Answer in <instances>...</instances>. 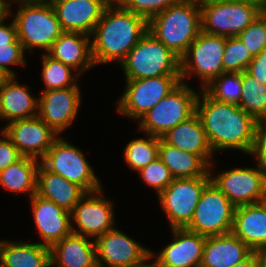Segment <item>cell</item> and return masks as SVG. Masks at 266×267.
Instances as JSON below:
<instances>
[{
	"label": "cell",
	"mask_w": 266,
	"mask_h": 267,
	"mask_svg": "<svg viewBox=\"0 0 266 267\" xmlns=\"http://www.w3.org/2000/svg\"><path fill=\"white\" fill-rule=\"evenodd\" d=\"M196 114L215 154L234 149L252 155L259 123L238 105L218 102L199 89Z\"/></svg>",
	"instance_id": "obj_1"
},
{
	"label": "cell",
	"mask_w": 266,
	"mask_h": 267,
	"mask_svg": "<svg viewBox=\"0 0 266 267\" xmlns=\"http://www.w3.org/2000/svg\"><path fill=\"white\" fill-rule=\"evenodd\" d=\"M148 32V21L123 6L106 7L91 35L95 66L125 59Z\"/></svg>",
	"instance_id": "obj_2"
},
{
	"label": "cell",
	"mask_w": 266,
	"mask_h": 267,
	"mask_svg": "<svg viewBox=\"0 0 266 267\" xmlns=\"http://www.w3.org/2000/svg\"><path fill=\"white\" fill-rule=\"evenodd\" d=\"M14 3H18L16 13L11 8ZM7 12L10 16L15 14L17 38L25 52L39 48L46 54L63 32L49 0H13L8 2Z\"/></svg>",
	"instance_id": "obj_3"
},
{
	"label": "cell",
	"mask_w": 266,
	"mask_h": 267,
	"mask_svg": "<svg viewBox=\"0 0 266 267\" xmlns=\"http://www.w3.org/2000/svg\"><path fill=\"white\" fill-rule=\"evenodd\" d=\"M148 31L181 58L201 30L199 0H180L148 21Z\"/></svg>",
	"instance_id": "obj_4"
},
{
	"label": "cell",
	"mask_w": 266,
	"mask_h": 267,
	"mask_svg": "<svg viewBox=\"0 0 266 267\" xmlns=\"http://www.w3.org/2000/svg\"><path fill=\"white\" fill-rule=\"evenodd\" d=\"M119 65L125 79L180 75V58L149 31Z\"/></svg>",
	"instance_id": "obj_5"
},
{
	"label": "cell",
	"mask_w": 266,
	"mask_h": 267,
	"mask_svg": "<svg viewBox=\"0 0 266 267\" xmlns=\"http://www.w3.org/2000/svg\"><path fill=\"white\" fill-rule=\"evenodd\" d=\"M198 95L199 91L181 81L137 121L139 131L161 137L196 113Z\"/></svg>",
	"instance_id": "obj_6"
},
{
	"label": "cell",
	"mask_w": 266,
	"mask_h": 267,
	"mask_svg": "<svg viewBox=\"0 0 266 267\" xmlns=\"http://www.w3.org/2000/svg\"><path fill=\"white\" fill-rule=\"evenodd\" d=\"M40 162L47 170L77 184L86 193L103 188L84 152L61 135L53 142Z\"/></svg>",
	"instance_id": "obj_7"
},
{
	"label": "cell",
	"mask_w": 266,
	"mask_h": 267,
	"mask_svg": "<svg viewBox=\"0 0 266 267\" xmlns=\"http://www.w3.org/2000/svg\"><path fill=\"white\" fill-rule=\"evenodd\" d=\"M201 30L207 34L233 37L245 30L262 12L248 3L233 0H199Z\"/></svg>",
	"instance_id": "obj_8"
},
{
	"label": "cell",
	"mask_w": 266,
	"mask_h": 267,
	"mask_svg": "<svg viewBox=\"0 0 266 267\" xmlns=\"http://www.w3.org/2000/svg\"><path fill=\"white\" fill-rule=\"evenodd\" d=\"M226 38L201 31L180 58L181 81L185 82L186 79L197 76L202 89L224 73L222 61Z\"/></svg>",
	"instance_id": "obj_9"
},
{
	"label": "cell",
	"mask_w": 266,
	"mask_h": 267,
	"mask_svg": "<svg viewBox=\"0 0 266 267\" xmlns=\"http://www.w3.org/2000/svg\"><path fill=\"white\" fill-rule=\"evenodd\" d=\"M181 82V75L126 79L117 101L118 114L136 122Z\"/></svg>",
	"instance_id": "obj_10"
},
{
	"label": "cell",
	"mask_w": 266,
	"mask_h": 267,
	"mask_svg": "<svg viewBox=\"0 0 266 267\" xmlns=\"http://www.w3.org/2000/svg\"><path fill=\"white\" fill-rule=\"evenodd\" d=\"M235 206L210 181L203 189L187 230L203 236L232 232Z\"/></svg>",
	"instance_id": "obj_11"
},
{
	"label": "cell",
	"mask_w": 266,
	"mask_h": 267,
	"mask_svg": "<svg viewBox=\"0 0 266 267\" xmlns=\"http://www.w3.org/2000/svg\"><path fill=\"white\" fill-rule=\"evenodd\" d=\"M210 181L209 172L205 176L174 179L158 195L171 229L186 228L190 224L201 193Z\"/></svg>",
	"instance_id": "obj_12"
},
{
	"label": "cell",
	"mask_w": 266,
	"mask_h": 267,
	"mask_svg": "<svg viewBox=\"0 0 266 267\" xmlns=\"http://www.w3.org/2000/svg\"><path fill=\"white\" fill-rule=\"evenodd\" d=\"M209 167L211 181L235 206L260 203L266 200V175L258 164L253 167L231 168L214 175Z\"/></svg>",
	"instance_id": "obj_13"
},
{
	"label": "cell",
	"mask_w": 266,
	"mask_h": 267,
	"mask_svg": "<svg viewBox=\"0 0 266 267\" xmlns=\"http://www.w3.org/2000/svg\"><path fill=\"white\" fill-rule=\"evenodd\" d=\"M102 194L103 188L86 193L70 211L73 233L95 240L115 227L114 201Z\"/></svg>",
	"instance_id": "obj_14"
},
{
	"label": "cell",
	"mask_w": 266,
	"mask_h": 267,
	"mask_svg": "<svg viewBox=\"0 0 266 267\" xmlns=\"http://www.w3.org/2000/svg\"><path fill=\"white\" fill-rule=\"evenodd\" d=\"M1 129L23 157L39 161L60 136L39 116L11 121Z\"/></svg>",
	"instance_id": "obj_15"
},
{
	"label": "cell",
	"mask_w": 266,
	"mask_h": 267,
	"mask_svg": "<svg viewBox=\"0 0 266 267\" xmlns=\"http://www.w3.org/2000/svg\"><path fill=\"white\" fill-rule=\"evenodd\" d=\"M95 246L98 267H136L151 253L116 227L98 236Z\"/></svg>",
	"instance_id": "obj_16"
},
{
	"label": "cell",
	"mask_w": 266,
	"mask_h": 267,
	"mask_svg": "<svg viewBox=\"0 0 266 267\" xmlns=\"http://www.w3.org/2000/svg\"><path fill=\"white\" fill-rule=\"evenodd\" d=\"M79 86L41 91L38 116L59 135L69 128L79 113L82 97Z\"/></svg>",
	"instance_id": "obj_17"
},
{
	"label": "cell",
	"mask_w": 266,
	"mask_h": 267,
	"mask_svg": "<svg viewBox=\"0 0 266 267\" xmlns=\"http://www.w3.org/2000/svg\"><path fill=\"white\" fill-rule=\"evenodd\" d=\"M171 236V243L151 255L164 267H200L206 236L186 228H172Z\"/></svg>",
	"instance_id": "obj_18"
},
{
	"label": "cell",
	"mask_w": 266,
	"mask_h": 267,
	"mask_svg": "<svg viewBox=\"0 0 266 267\" xmlns=\"http://www.w3.org/2000/svg\"><path fill=\"white\" fill-rule=\"evenodd\" d=\"M32 217L41 245L51 248L55 243L72 233L71 213L53 201L35 194L31 199Z\"/></svg>",
	"instance_id": "obj_19"
},
{
	"label": "cell",
	"mask_w": 266,
	"mask_h": 267,
	"mask_svg": "<svg viewBox=\"0 0 266 267\" xmlns=\"http://www.w3.org/2000/svg\"><path fill=\"white\" fill-rule=\"evenodd\" d=\"M62 31L92 35L106 6L100 0H49Z\"/></svg>",
	"instance_id": "obj_20"
},
{
	"label": "cell",
	"mask_w": 266,
	"mask_h": 267,
	"mask_svg": "<svg viewBox=\"0 0 266 267\" xmlns=\"http://www.w3.org/2000/svg\"><path fill=\"white\" fill-rule=\"evenodd\" d=\"M232 233L253 252L266 253V200L235 207Z\"/></svg>",
	"instance_id": "obj_21"
},
{
	"label": "cell",
	"mask_w": 266,
	"mask_h": 267,
	"mask_svg": "<svg viewBox=\"0 0 266 267\" xmlns=\"http://www.w3.org/2000/svg\"><path fill=\"white\" fill-rule=\"evenodd\" d=\"M46 54L72 67L80 75L95 67L91 36L85 33L63 31Z\"/></svg>",
	"instance_id": "obj_22"
},
{
	"label": "cell",
	"mask_w": 266,
	"mask_h": 267,
	"mask_svg": "<svg viewBox=\"0 0 266 267\" xmlns=\"http://www.w3.org/2000/svg\"><path fill=\"white\" fill-rule=\"evenodd\" d=\"M71 233L50 248L51 267H98L95 240Z\"/></svg>",
	"instance_id": "obj_23"
},
{
	"label": "cell",
	"mask_w": 266,
	"mask_h": 267,
	"mask_svg": "<svg viewBox=\"0 0 266 267\" xmlns=\"http://www.w3.org/2000/svg\"><path fill=\"white\" fill-rule=\"evenodd\" d=\"M10 76L0 86V119L8 123L38 116V97L30 93L27 85Z\"/></svg>",
	"instance_id": "obj_24"
},
{
	"label": "cell",
	"mask_w": 266,
	"mask_h": 267,
	"mask_svg": "<svg viewBox=\"0 0 266 267\" xmlns=\"http://www.w3.org/2000/svg\"><path fill=\"white\" fill-rule=\"evenodd\" d=\"M165 143L182 151L200 155L209 165L215 154L212 150L201 120L195 113L189 119L176 125L160 137Z\"/></svg>",
	"instance_id": "obj_25"
},
{
	"label": "cell",
	"mask_w": 266,
	"mask_h": 267,
	"mask_svg": "<svg viewBox=\"0 0 266 267\" xmlns=\"http://www.w3.org/2000/svg\"><path fill=\"white\" fill-rule=\"evenodd\" d=\"M253 251L232 232L208 236L200 267H234Z\"/></svg>",
	"instance_id": "obj_26"
},
{
	"label": "cell",
	"mask_w": 266,
	"mask_h": 267,
	"mask_svg": "<svg viewBox=\"0 0 266 267\" xmlns=\"http://www.w3.org/2000/svg\"><path fill=\"white\" fill-rule=\"evenodd\" d=\"M36 194L71 211L86 192L61 175L50 172L40 163L37 171Z\"/></svg>",
	"instance_id": "obj_27"
},
{
	"label": "cell",
	"mask_w": 266,
	"mask_h": 267,
	"mask_svg": "<svg viewBox=\"0 0 266 267\" xmlns=\"http://www.w3.org/2000/svg\"><path fill=\"white\" fill-rule=\"evenodd\" d=\"M1 267H51L50 248L39 242L0 240Z\"/></svg>",
	"instance_id": "obj_28"
},
{
	"label": "cell",
	"mask_w": 266,
	"mask_h": 267,
	"mask_svg": "<svg viewBox=\"0 0 266 267\" xmlns=\"http://www.w3.org/2000/svg\"><path fill=\"white\" fill-rule=\"evenodd\" d=\"M159 159L167 166L174 179L205 176L210 165L198 154L182 151L160 138Z\"/></svg>",
	"instance_id": "obj_29"
},
{
	"label": "cell",
	"mask_w": 266,
	"mask_h": 267,
	"mask_svg": "<svg viewBox=\"0 0 266 267\" xmlns=\"http://www.w3.org/2000/svg\"><path fill=\"white\" fill-rule=\"evenodd\" d=\"M40 161L22 157L0 171V186L10 193H27L31 199L37 192V171Z\"/></svg>",
	"instance_id": "obj_30"
},
{
	"label": "cell",
	"mask_w": 266,
	"mask_h": 267,
	"mask_svg": "<svg viewBox=\"0 0 266 267\" xmlns=\"http://www.w3.org/2000/svg\"><path fill=\"white\" fill-rule=\"evenodd\" d=\"M258 123L266 122V85L242 72L241 99L238 105Z\"/></svg>",
	"instance_id": "obj_31"
},
{
	"label": "cell",
	"mask_w": 266,
	"mask_h": 267,
	"mask_svg": "<svg viewBox=\"0 0 266 267\" xmlns=\"http://www.w3.org/2000/svg\"><path fill=\"white\" fill-rule=\"evenodd\" d=\"M41 58V75L45 85L43 91L79 86L77 83L79 80L77 79L81 75L72 67L52 59L45 53H43Z\"/></svg>",
	"instance_id": "obj_32"
},
{
	"label": "cell",
	"mask_w": 266,
	"mask_h": 267,
	"mask_svg": "<svg viewBox=\"0 0 266 267\" xmlns=\"http://www.w3.org/2000/svg\"><path fill=\"white\" fill-rule=\"evenodd\" d=\"M147 136L132 139L124 148V160L131 170L139 171L159 158L160 137Z\"/></svg>",
	"instance_id": "obj_33"
},
{
	"label": "cell",
	"mask_w": 266,
	"mask_h": 267,
	"mask_svg": "<svg viewBox=\"0 0 266 267\" xmlns=\"http://www.w3.org/2000/svg\"><path fill=\"white\" fill-rule=\"evenodd\" d=\"M242 89V73L224 72L211 80L202 90L212 99L239 105Z\"/></svg>",
	"instance_id": "obj_34"
},
{
	"label": "cell",
	"mask_w": 266,
	"mask_h": 267,
	"mask_svg": "<svg viewBox=\"0 0 266 267\" xmlns=\"http://www.w3.org/2000/svg\"><path fill=\"white\" fill-rule=\"evenodd\" d=\"M252 59V54L237 36L226 38L222 61L224 72H245Z\"/></svg>",
	"instance_id": "obj_35"
},
{
	"label": "cell",
	"mask_w": 266,
	"mask_h": 267,
	"mask_svg": "<svg viewBox=\"0 0 266 267\" xmlns=\"http://www.w3.org/2000/svg\"><path fill=\"white\" fill-rule=\"evenodd\" d=\"M237 37L253 57L261 53L266 48V11L261 12Z\"/></svg>",
	"instance_id": "obj_36"
},
{
	"label": "cell",
	"mask_w": 266,
	"mask_h": 267,
	"mask_svg": "<svg viewBox=\"0 0 266 267\" xmlns=\"http://www.w3.org/2000/svg\"><path fill=\"white\" fill-rule=\"evenodd\" d=\"M143 183L154 188L157 196L174 180L167 166L158 158L138 171Z\"/></svg>",
	"instance_id": "obj_37"
},
{
	"label": "cell",
	"mask_w": 266,
	"mask_h": 267,
	"mask_svg": "<svg viewBox=\"0 0 266 267\" xmlns=\"http://www.w3.org/2000/svg\"><path fill=\"white\" fill-rule=\"evenodd\" d=\"M180 0H125L122 5L126 10L132 11L147 21Z\"/></svg>",
	"instance_id": "obj_38"
},
{
	"label": "cell",
	"mask_w": 266,
	"mask_h": 267,
	"mask_svg": "<svg viewBox=\"0 0 266 267\" xmlns=\"http://www.w3.org/2000/svg\"><path fill=\"white\" fill-rule=\"evenodd\" d=\"M25 53L22 43L18 38L7 46H0V67L10 76H16L13 67L25 66L27 64Z\"/></svg>",
	"instance_id": "obj_39"
},
{
	"label": "cell",
	"mask_w": 266,
	"mask_h": 267,
	"mask_svg": "<svg viewBox=\"0 0 266 267\" xmlns=\"http://www.w3.org/2000/svg\"><path fill=\"white\" fill-rule=\"evenodd\" d=\"M0 134V171H2L23 156L1 129Z\"/></svg>",
	"instance_id": "obj_40"
},
{
	"label": "cell",
	"mask_w": 266,
	"mask_h": 267,
	"mask_svg": "<svg viewBox=\"0 0 266 267\" xmlns=\"http://www.w3.org/2000/svg\"><path fill=\"white\" fill-rule=\"evenodd\" d=\"M251 156L256 159L259 168L266 175V122L258 125L256 143Z\"/></svg>",
	"instance_id": "obj_41"
},
{
	"label": "cell",
	"mask_w": 266,
	"mask_h": 267,
	"mask_svg": "<svg viewBox=\"0 0 266 267\" xmlns=\"http://www.w3.org/2000/svg\"><path fill=\"white\" fill-rule=\"evenodd\" d=\"M246 72L260 83L266 85V48L253 57Z\"/></svg>",
	"instance_id": "obj_42"
},
{
	"label": "cell",
	"mask_w": 266,
	"mask_h": 267,
	"mask_svg": "<svg viewBox=\"0 0 266 267\" xmlns=\"http://www.w3.org/2000/svg\"><path fill=\"white\" fill-rule=\"evenodd\" d=\"M11 17L8 12L0 19V46H7L13 43L17 39V28L13 18L7 24H4L5 20Z\"/></svg>",
	"instance_id": "obj_43"
},
{
	"label": "cell",
	"mask_w": 266,
	"mask_h": 267,
	"mask_svg": "<svg viewBox=\"0 0 266 267\" xmlns=\"http://www.w3.org/2000/svg\"><path fill=\"white\" fill-rule=\"evenodd\" d=\"M234 267H260V252H252L247 258Z\"/></svg>",
	"instance_id": "obj_44"
},
{
	"label": "cell",
	"mask_w": 266,
	"mask_h": 267,
	"mask_svg": "<svg viewBox=\"0 0 266 267\" xmlns=\"http://www.w3.org/2000/svg\"><path fill=\"white\" fill-rule=\"evenodd\" d=\"M154 261H151V260ZM136 267H164L156 258L151 255V253Z\"/></svg>",
	"instance_id": "obj_45"
},
{
	"label": "cell",
	"mask_w": 266,
	"mask_h": 267,
	"mask_svg": "<svg viewBox=\"0 0 266 267\" xmlns=\"http://www.w3.org/2000/svg\"><path fill=\"white\" fill-rule=\"evenodd\" d=\"M233 1H239V2H242V3H248V4L256 6L262 12L266 11V0H233Z\"/></svg>",
	"instance_id": "obj_46"
},
{
	"label": "cell",
	"mask_w": 266,
	"mask_h": 267,
	"mask_svg": "<svg viewBox=\"0 0 266 267\" xmlns=\"http://www.w3.org/2000/svg\"><path fill=\"white\" fill-rule=\"evenodd\" d=\"M106 7L122 6L125 0H100Z\"/></svg>",
	"instance_id": "obj_47"
},
{
	"label": "cell",
	"mask_w": 266,
	"mask_h": 267,
	"mask_svg": "<svg viewBox=\"0 0 266 267\" xmlns=\"http://www.w3.org/2000/svg\"><path fill=\"white\" fill-rule=\"evenodd\" d=\"M7 2L0 0V19L7 13Z\"/></svg>",
	"instance_id": "obj_48"
},
{
	"label": "cell",
	"mask_w": 266,
	"mask_h": 267,
	"mask_svg": "<svg viewBox=\"0 0 266 267\" xmlns=\"http://www.w3.org/2000/svg\"><path fill=\"white\" fill-rule=\"evenodd\" d=\"M10 77V75L0 67V86Z\"/></svg>",
	"instance_id": "obj_49"
},
{
	"label": "cell",
	"mask_w": 266,
	"mask_h": 267,
	"mask_svg": "<svg viewBox=\"0 0 266 267\" xmlns=\"http://www.w3.org/2000/svg\"><path fill=\"white\" fill-rule=\"evenodd\" d=\"M260 267H266V253L260 252Z\"/></svg>",
	"instance_id": "obj_50"
}]
</instances>
